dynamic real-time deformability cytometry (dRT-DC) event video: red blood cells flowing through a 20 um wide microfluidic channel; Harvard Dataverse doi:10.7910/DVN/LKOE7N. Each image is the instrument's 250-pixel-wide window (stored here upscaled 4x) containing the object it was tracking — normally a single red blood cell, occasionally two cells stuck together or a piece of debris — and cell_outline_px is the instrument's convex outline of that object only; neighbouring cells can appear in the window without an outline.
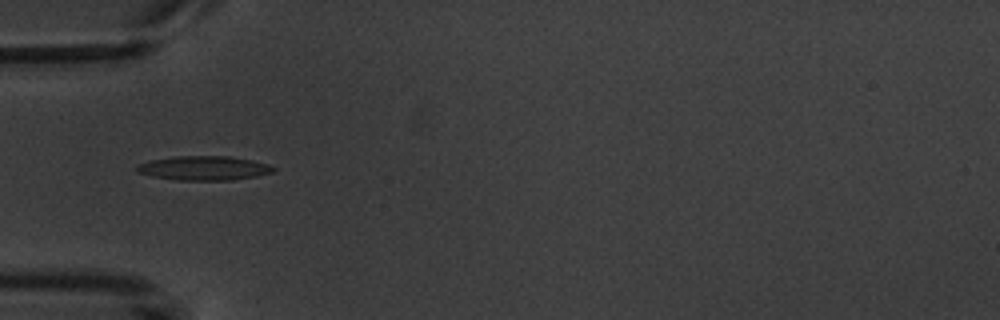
{"species": "common noctule bat (a hibernating species)", "species_latin": "Nyctalus noctula", "temperature_condition": "warm", "stored_images_in_passage": 13, "camera_frame_rate_fps": 3000, "um_per_image_px": 0.085, "animal": {"sex": "male", "body_mass_g": 20.1, "forearm_length_mm": 53.5}, "frame": {"image": 1, "passage_image": 4, "time_ms": 5.333, "image_size_px": [1000, 320], "cell_outline_px": [[276, 168], [272, 172], [256, 176], [232, 180], [176, 180], [152, 176], [136, 172], [136, 168], [140, 164], [148, 160], [176, 156], [228, 156], [252, 160], [268, 164]], "centroid_in_image_um": [17.32, 14.29], "position_along_channel_um": 67.7, "area_um2": 19.25}}
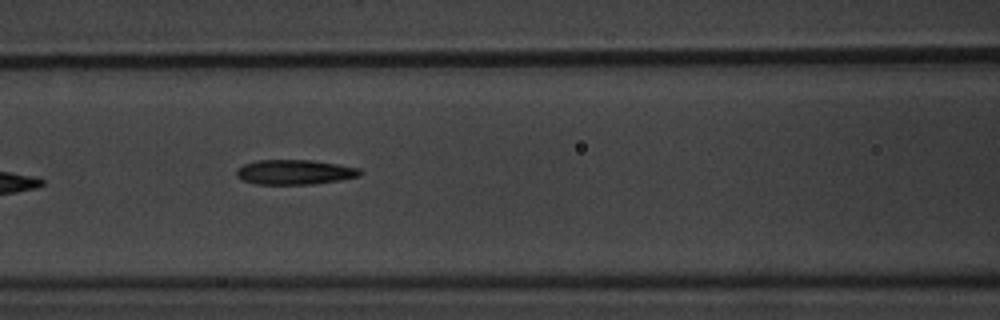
{"frame": {"image": 2, "passage_image": 6, "time_ms": 7.333, "image_size_px": [1000, 320], "cell_outline_px": [[364, 172], [360, 176], [340, 180], [312, 184], [256, 184], [244, 180], [236, 176], [236, 168], [244, 164], [256, 160], [312, 160], [360, 168]], "centroid_in_image_um": [25.06, 14.62], "position_along_channel_um": 141.5, "area_um2": 17.92}, "authors_computed_cell_mechanics": {"area_um2": 17.34, "velocity_mm_per_s": 3.6774, "shape_relaxation_time_tau1_ms": 3.2139, "shape_relaxation_time_tau2_ms": 2.7585, "deformation_change_tau1": 0.1718, "deformation_change_tau2": 0.1376}}